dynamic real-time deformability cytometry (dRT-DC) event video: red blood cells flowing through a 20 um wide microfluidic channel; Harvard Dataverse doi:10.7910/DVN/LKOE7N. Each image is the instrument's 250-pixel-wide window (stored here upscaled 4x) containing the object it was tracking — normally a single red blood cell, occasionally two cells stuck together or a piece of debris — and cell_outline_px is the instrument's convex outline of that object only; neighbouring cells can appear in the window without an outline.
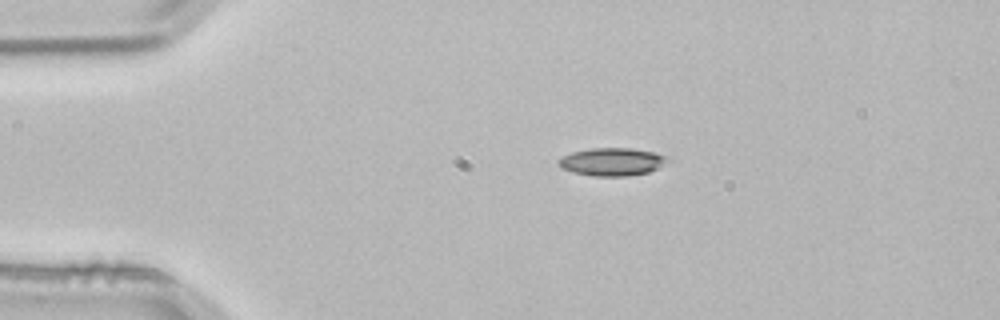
{"species": "common noctule bat (a hibernating species)", "species_latin": "Nyctalus noctula", "temperature_condition": "room temperature", "stored_images_in_passage": 2, "camera_frame_rate_fps": 3000, "um_per_image_px": 0.085, "animal": {"sex": "male", "body_mass_g": 21.5, "forearm_length_mm": 52.0}, "frame": {"image": 1, "passage_image": 1, "time_ms": 0.0, "image_size_px": [1000, 320], "cell_outline_px": [[672, 160], [648, 172], [628, 176], [592, 176], [572, 172], [560, 168], [556, 164], [556, 160], [572, 152], [588, 148], [632, 148], [656, 152], [668, 156]], "centroid_in_image_um": [52.01, 13.74], "position_along_channel_um": 33.0, "area_um2": 18.03}}